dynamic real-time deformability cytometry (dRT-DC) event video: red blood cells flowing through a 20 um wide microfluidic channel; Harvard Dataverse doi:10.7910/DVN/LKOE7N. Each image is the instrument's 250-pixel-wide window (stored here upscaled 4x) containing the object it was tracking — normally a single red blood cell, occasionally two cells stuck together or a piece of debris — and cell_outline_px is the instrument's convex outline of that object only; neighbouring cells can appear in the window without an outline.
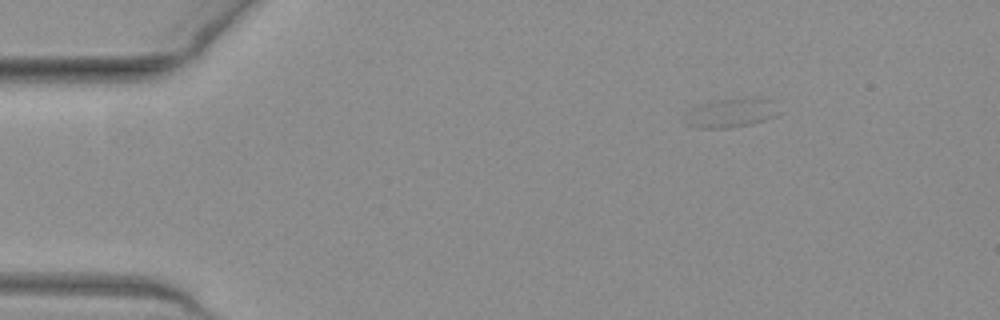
{"species": "common noctule bat (a hibernating species)", "species_latin": "Nyctalus noctula", "temperature_condition": "warm", "stored_images_in_passage": 46, "camera_frame_rate_fps": 3000, "um_per_image_px": 0.085, "animal": {"sex": "female", "body_mass_g": 19.3, "forearm_length_mm": 54.1}, "frame": {"image": 1, "passage_image": 1, "time_ms": 0.0, "image_size_px": [1000, 320], "cell_outline_px": [[780, 112], [776, 116], [752, 124], [728, 128], [700, 128], [684, 124], [684, 112], [688, 108], [700, 104], [716, 100], [752, 96], [756, 96], [772, 100]], "centroid_in_image_um": [62.1, 9.58], "position_along_channel_um": 22.9, "area_um2": 16.53}}
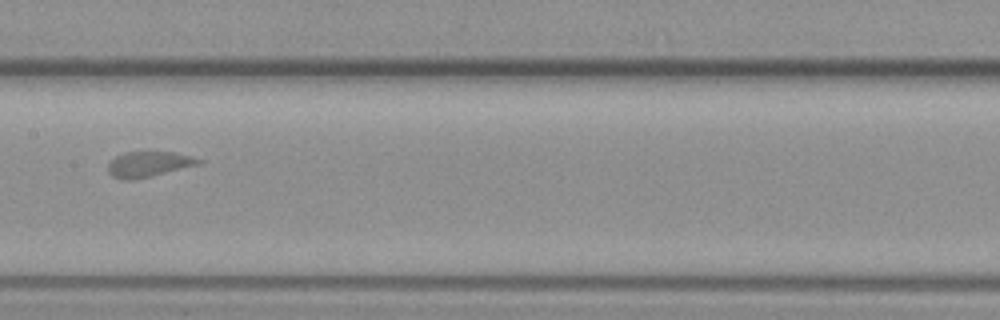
{"frame": {"image": 2, "passage_image": 20, "time_ms": 6.333, "image_size_px": [1000, 320], "cell_outline_px": [[204, 160], [200, 164], [152, 176], [132, 180], [120, 180], [112, 176], [108, 172], [108, 164], [116, 156], [124, 152], [172, 152]], "centroid_in_image_um": [12.6, 13.97], "position_along_channel_um": 194.8, "area_um2": 13.35}}
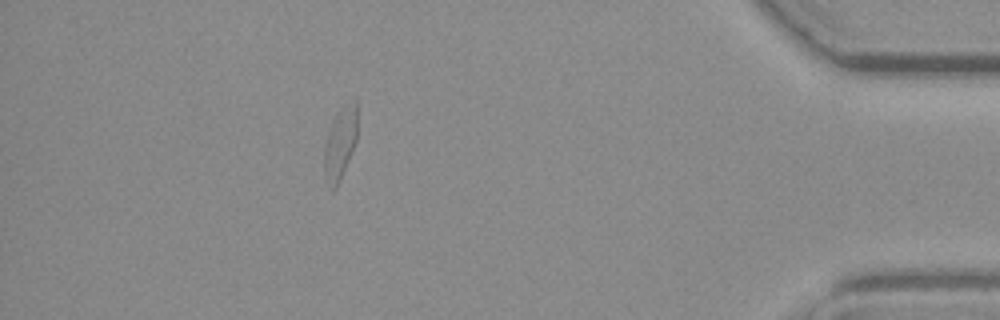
{"frame": {"image": 3, "passage_image": 40, "time_ms": 13.0, "image_size_px": [1000, 320], "cell_outline_px": [[356, 140], [340, 180], [336, 188], [332, 192], [324, 180], [324, 144], [328, 132], [336, 116], [356, 96]], "centroid_in_image_um": [28.88, 12.29], "position_along_channel_um": 406.3, "area_um2": 13.58}, "authors_computed_cell_mechanics": {"area_um2": 14.3344, "velocity_mm_per_s": 3.9757, "shape_relaxation_time_tau1_ms": 9.1363, "shape_relaxation_time_tau2_ms": null, "deformation_change_tau1": 0.2291, "deformation_change_tau2": null}}